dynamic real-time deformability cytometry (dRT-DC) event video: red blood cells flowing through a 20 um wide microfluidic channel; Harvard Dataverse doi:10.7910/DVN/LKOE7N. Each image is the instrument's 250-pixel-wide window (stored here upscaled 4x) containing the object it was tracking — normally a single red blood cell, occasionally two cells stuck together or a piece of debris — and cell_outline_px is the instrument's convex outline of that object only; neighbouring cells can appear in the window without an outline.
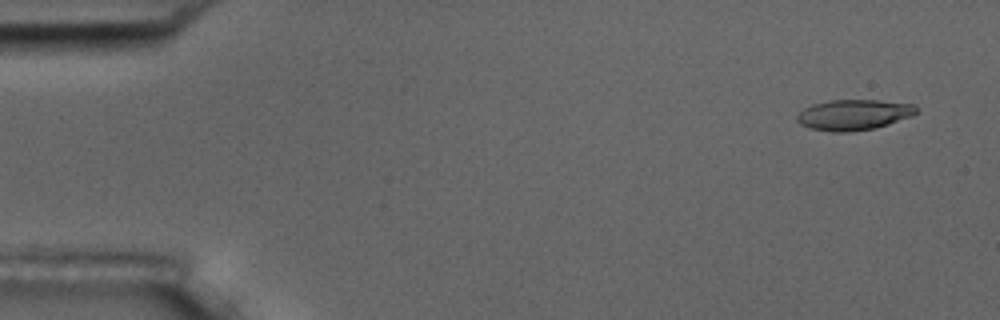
{"species": "common noctule bat (a hibernating species)", "species_latin": "Nyctalus noctula", "temperature_condition": "room temperature", "stored_images_in_passage": 4, "camera_frame_rate_fps": 3000, "um_per_image_px": 0.085, "animal": {"sex": "male", "body_mass_g": 17.5, "forearm_length_mm": 52.3}, "frame": {"image": 1, "passage_image": 1, "time_ms": 0.0, "image_size_px": [1000, 320], "cell_outline_px": [[916, 112], [912, 116], [876, 128], [848, 132], [832, 132], [812, 128], [800, 124], [796, 120], [796, 116], [804, 108], [812, 104], [828, 100], [876, 100], [916, 104]], "centroid_in_image_um": [72.56, 9.75], "position_along_channel_um": 12.4, "area_um2": 21.27}}